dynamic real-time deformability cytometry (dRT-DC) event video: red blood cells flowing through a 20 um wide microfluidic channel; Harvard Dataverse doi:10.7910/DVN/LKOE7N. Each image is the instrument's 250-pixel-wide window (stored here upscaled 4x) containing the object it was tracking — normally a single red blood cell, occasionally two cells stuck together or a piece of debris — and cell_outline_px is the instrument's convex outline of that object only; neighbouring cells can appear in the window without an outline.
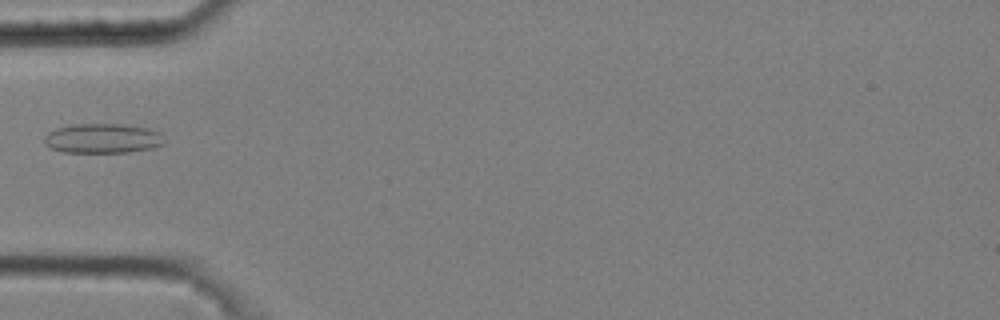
{"species": "common noctule bat (a hibernating species)", "species_latin": "Nyctalus noctula", "temperature_condition": "cold", "stored_images_in_passage": 4, "camera_frame_rate_fps": 3000, "um_per_image_px": 0.085, "animal": {"sex": "male", "body_mass_g": 20.4}, "frame": {"image": 1, "passage_image": 4, "time_ms": 1.0, "image_size_px": [1000, 320], "cell_outline_px": [[164, 144], [152, 148], [128, 152], [64, 152], [48, 148], [44, 144], [44, 136], [48, 132], [56, 128], [72, 124], [124, 124], [148, 128], [160, 132]], "centroid_in_image_um": [8.68, 11.76], "position_along_channel_um": 76.3, "area_um2": 20.87}}